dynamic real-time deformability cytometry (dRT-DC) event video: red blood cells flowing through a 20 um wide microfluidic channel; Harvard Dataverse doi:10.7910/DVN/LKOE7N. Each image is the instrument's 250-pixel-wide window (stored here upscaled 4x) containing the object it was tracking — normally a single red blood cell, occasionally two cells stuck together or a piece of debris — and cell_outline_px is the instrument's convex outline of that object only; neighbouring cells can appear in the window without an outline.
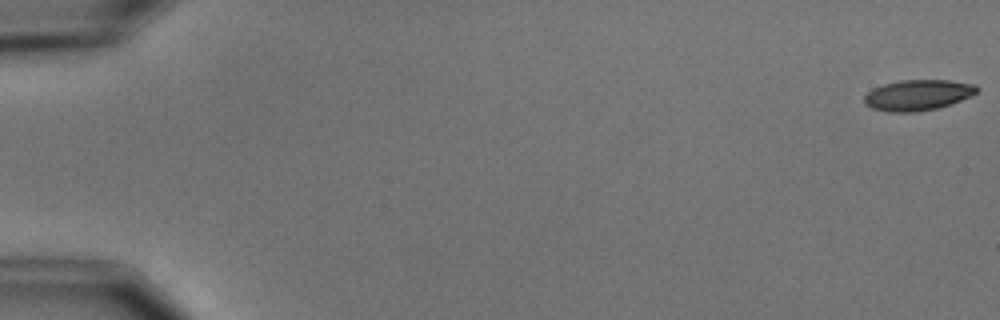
{"species": "common noctule bat (a hibernating species)", "species_latin": "Nyctalus noctula", "temperature_condition": "cold", "stored_images_in_passage": 56, "camera_frame_rate_fps": 3000, "um_per_image_px": 0.085, "animal": {"sex": "male", "body_mass_g": 15.6}, "frame": {"image": 1, "passage_image": 1, "time_ms": 0.0, "image_size_px": [1000, 320], "cell_outline_px": [[980, 88], [976, 92], [960, 100], [936, 108], [916, 112], [888, 112], [872, 108], [864, 104], [864, 96], [872, 88], [884, 84], [900, 80], [948, 80], [976, 84]], "centroid_in_image_um": [77.98, 8.07], "position_along_channel_um": 7.0, "area_um2": 20.06}}
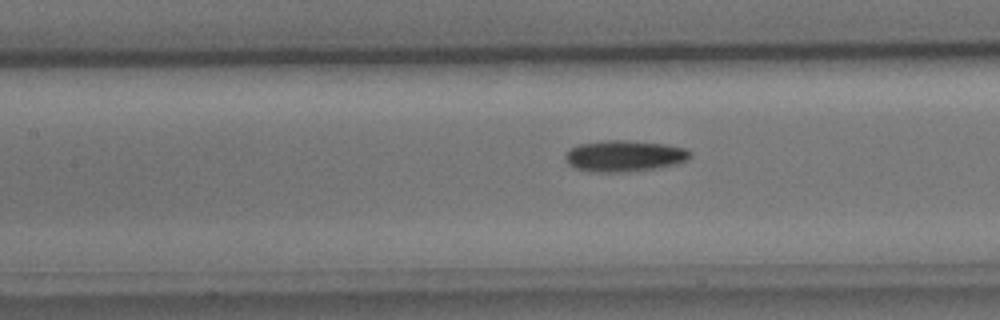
{"frame": {"image": 2, "passage_image": 26, "time_ms": 8.333, "image_size_px": [1000, 320], "cell_outline_px": [[692, 156], [676, 164], [660, 168], [624, 172], [588, 172], [576, 168], [568, 164], [564, 156], [568, 148], [580, 144], [608, 140], [624, 140], [664, 144], [684, 148], [692, 152]], "centroid_in_image_um": [53.04, 13.27], "position_along_channel_um": 154.4, "area_um2": 22.83}}
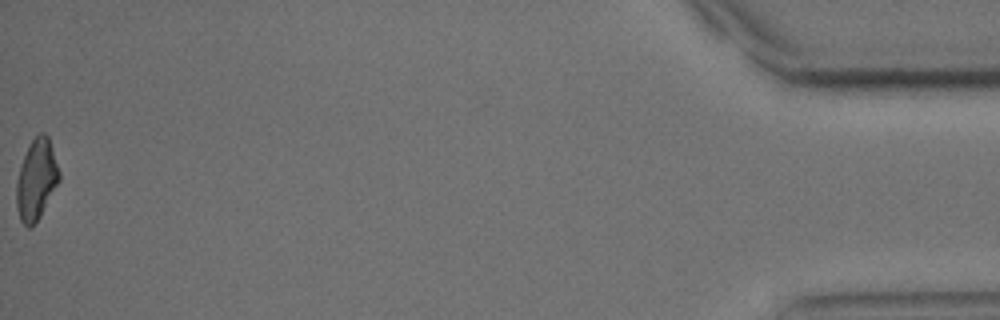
{"frame": {"image": 3, "passage_image": 56, "time_ms": 18.333, "image_size_px": [1000, 320], "cell_outline_px": [[60, 180], [40, 216], [32, 228], [28, 228], [20, 220], [16, 208], [16, 184], [20, 168], [28, 144], [40, 132], [44, 132], [48, 136], [60, 172]], "centroid_in_image_um": [3.09, 15.28], "position_along_channel_um": 432.1, "area_um2": 20.06}, "authors_computed_cell_mechanics": {"area_um2": 20.8658, "velocity_mm_per_s": 3.6847, "shape_relaxation_time_tau1_ms": 4.676, "shape_relaxation_time_tau2_ms": null, "deformation_change_tau1": 0.1313, "deformation_change_tau2": null}}